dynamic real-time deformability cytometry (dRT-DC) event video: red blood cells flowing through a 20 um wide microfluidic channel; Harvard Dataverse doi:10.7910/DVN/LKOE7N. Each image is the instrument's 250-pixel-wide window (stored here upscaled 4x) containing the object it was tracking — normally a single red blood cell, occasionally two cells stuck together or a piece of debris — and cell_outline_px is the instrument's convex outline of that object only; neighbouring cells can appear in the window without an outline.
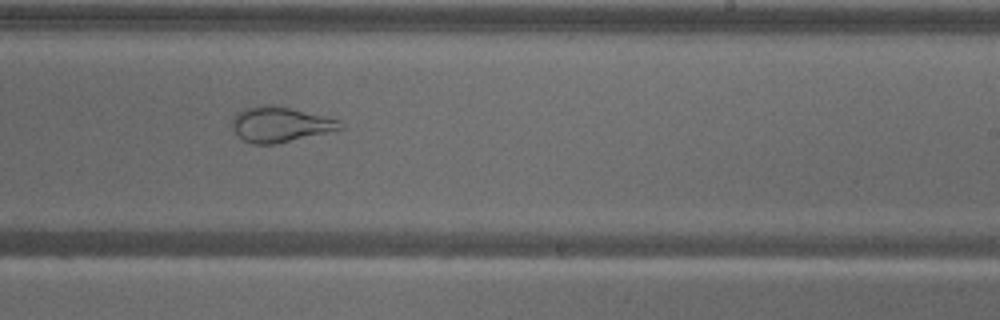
{"species": "common noctule bat (a hibernating species)", "species_latin": "Nyctalus noctula", "temperature_condition": "warm", "stored_images_in_passage": 40, "camera_frame_rate_fps": 3000, "um_per_image_px": 0.085, "animal": {"sex": "male", "body_mass_g": 18.8}, "frame": {"image": 1, "passage_image": 18, "time_ms": 5.667, "image_size_px": [1000, 320], "cell_outline_px": [[344, 128], [328, 132], [276, 144], [252, 144], [244, 140], [232, 128], [232, 116], [236, 112], [244, 108], [256, 104], [272, 104], [324, 116], [340, 120], [344, 124]], "centroid_in_image_um": [23.78, 10.56], "position_along_channel_um": 265.2, "area_um2": 22.31}, "authors_computed_cell_mechanics": {"area_um2": 28.1775, "velocity_mm_per_s": 3.5139, "shape_relaxation_time_tau1_ms": null, "shape_relaxation_time_tau2_ms": 1.0526, "deformation_change_tau1": null, "deformation_change_tau2": 0.0847}}